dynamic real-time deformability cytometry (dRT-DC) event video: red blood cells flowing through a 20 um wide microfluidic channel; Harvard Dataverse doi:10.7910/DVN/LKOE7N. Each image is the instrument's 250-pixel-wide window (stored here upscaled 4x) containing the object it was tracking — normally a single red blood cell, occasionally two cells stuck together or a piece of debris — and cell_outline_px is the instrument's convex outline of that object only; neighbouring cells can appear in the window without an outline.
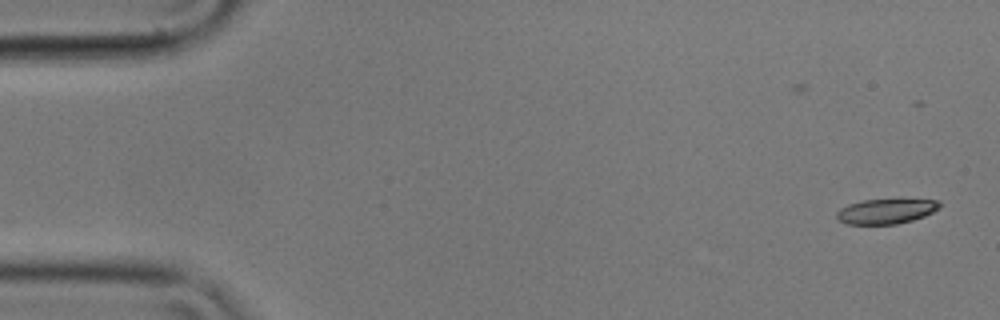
{"species": "common noctule bat (a hibernating species)", "species_latin": "Nyctalus noctula", "temperature_condition": "cold", "stored_images_in_passage": 56, "camera_frame_rate_fps": 3000, "um_per_image_px": 0.085, "animal": {"sex": "male", "body_mass_g": 17.9}, "frame": {"image": 1, "passage_image": 1, "time_ms": 0.0, "image_size_px": [1000, 320], "cell_outline_px": [[940, 208], [924, 216], [912, 220], [896, 224], [844, 224], [836, 216], [836, 212], [840, 208], [848, 204], [864, 200], [940, 200]], "centroid_in_image_um": [75.29, 17.96], "position_along_channel_um": 9.7, "area_um2": 14.8}}
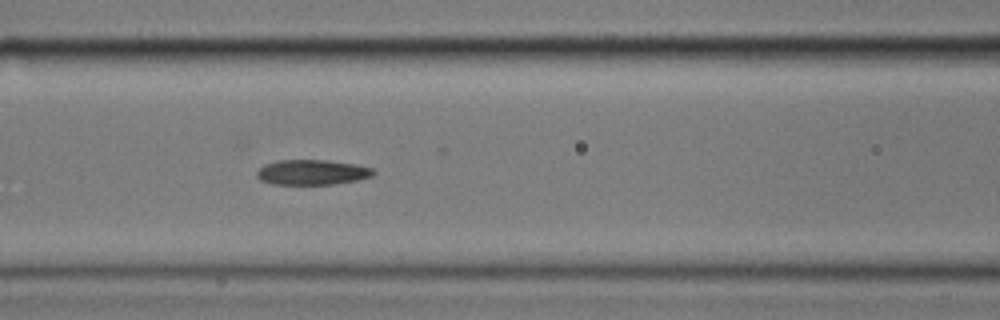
{"frame": {"image": 2, "passage_image": 22, "time_ms": 7.0, "image_size_px": [1000, 320], "cell_outline_px": [[376, 172], [372, 176], [356, 180], [332, 184], [272, 184], [260, 180], [256, 176], [256, 172], [264, 164], [276, 160], [328, 160], [356, 164], [372, 168]], "centroid_in_image_um": [26.51, 14.63], "position_along_channel_um": 140.1, "area_um2": 17.11}}
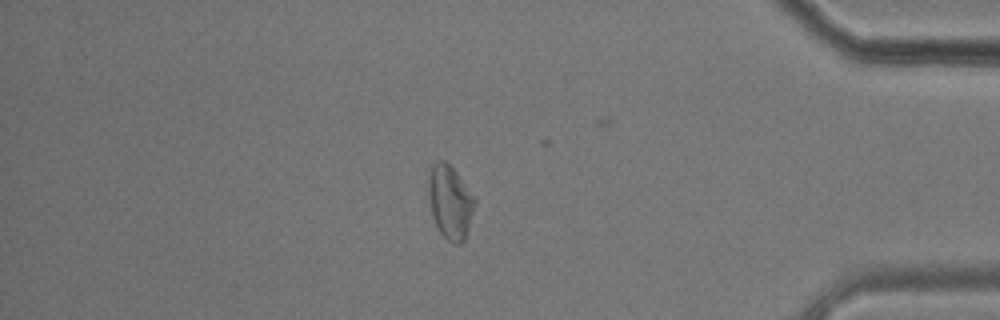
{"frame": {"image": 3, "passage_image": 47, "time_ms": 15.333, "image_size_px": [1000, 320], "cell_outline_px": [[476, 204], [464, 240], [460, 244], [456, 244], [448, 240], [440, 232], [432, 216], [428, 188], [428, 180], [432, 164], [436, 160], [444, 160], [456, 172], [476, 196]], "centroid_in_image_um": [38.28, 17.15], "position_along_channel_um": 396.9, "area_um2": 19.83}, "authors_computed_cell_mechanics": {"area_um2": 17.6579, "velocity_mm_per_s": 3.5126, "shape_relaxation_time_tau1_ms": 9.0258, "shape_relaxation_time_tau2_ms": 5.3614, "deformation_change_tau1": 0.186, "deformation_change_tau2": 0.1315}}